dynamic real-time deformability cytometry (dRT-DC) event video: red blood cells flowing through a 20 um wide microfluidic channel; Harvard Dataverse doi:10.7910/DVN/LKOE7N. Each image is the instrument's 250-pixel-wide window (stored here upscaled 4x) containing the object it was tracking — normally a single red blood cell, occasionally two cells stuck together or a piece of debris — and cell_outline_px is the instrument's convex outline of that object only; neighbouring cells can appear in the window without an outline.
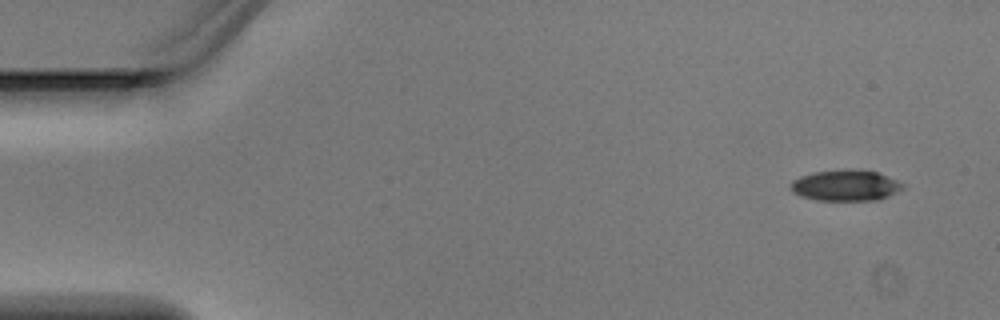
{"species": "Egyptian fruit bat (a non-hibernating species)", "species_latin": "Rousettus aegyptiacus", "temperature_condition": "warm", "stored_images_in_passage": 5, "segment_of_instrument_passage": [1, 2], "camera_frame_rate_fps": 3000, "um_per_image_px": 0.085, "animal": {"sex": "male"}, "frame": {"image": 1, "passage_image": 1, "time_ms": 0.0, "image_size_px": [1000, 320], "cell_outline_px": [[904, 188], [880, 200], [816, 200], [800, 196], [792, 192], [788, 188], [788, 184], [792, 180], [800, 176], [812, 172], [844, 168], [876, 172], [896, 180], [904, 184]], "centroid_in_image_um": [71.8, 15.75], "position_along_channel_um": 13.2, "area_um2": 20.52}}